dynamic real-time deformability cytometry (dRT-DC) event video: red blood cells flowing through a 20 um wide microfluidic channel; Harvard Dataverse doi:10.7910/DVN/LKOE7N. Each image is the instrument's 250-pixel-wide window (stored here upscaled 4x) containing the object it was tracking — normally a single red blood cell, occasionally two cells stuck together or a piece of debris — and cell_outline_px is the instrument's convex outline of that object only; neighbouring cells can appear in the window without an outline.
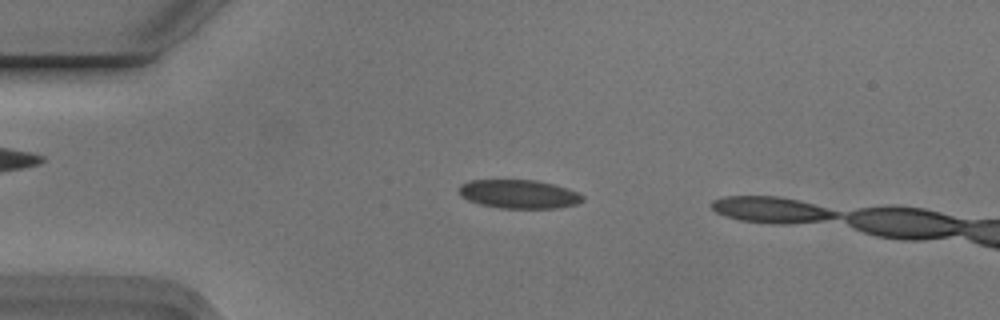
{"species": "Egyptian fruit bat (a non-hibernating species)", "species_latin": "Rousettus aegyptiacus", "temperature_condition": "cold", "stored_images_in_passage": 5, "camera_frame_rate_fps": 3000, "um_per_image_px": 0.085, "animal": {"sex": "male"}, "frame": {"image": 1, "passage_image": 4, "time_ms": 1.0, "image_size_px": [1000, 320], "cell_outline_px": [[584, 200], [576, 204], [560, 208], [500, 208], [480, 204], [468, 200], [460, 196], [460, 184], [468, 180], [536, 180], [568, 188], [584, 196]], "centroid_in_image_um": [44.11, 16.5], "position_along_channel_um": 40.9, "area_um2": 20.69}}